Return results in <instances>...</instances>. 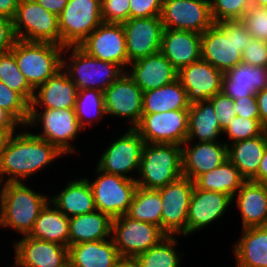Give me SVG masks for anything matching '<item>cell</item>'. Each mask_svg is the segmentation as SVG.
I'll use <instances>...</instances> for the list:
<instances>
[{
	"mask_svg": "<svg viewBox=\"0 0 267 267\" xmlns=\"http://www.w3.org/2000/svg\"><path fill=\"white\" fill-rule=\"evenodd\" d=\"M68 248L70 267H116L122 260L112 238L73 244Z\"/></svg>",
	"mask_w": 267,
	"mask_h": 267,
	"instance_id": "28",
	"label": "cell"
},
{
	"mask_svg": "<svg viewBox=\"0 0 267 267\" xmlns=\"http://www.w3.org/2000/svg\"><path fill=\"white\" fill-rule=\"evenodd\" d=\"M266 147L267 129L261 135L229 144L228 159L250 181L257 175Z\"/></svg>",
	"mask_w": 267,
	"mask_h": 267,
	"instance_id": "31",
	"label": "cell"
},
{
	"mask_svg": "<svg viewBox=\"0 0 267 267\" xmlns=\"http://www.w3.org/2000/svg\"><path fill=\"white\" fill-rule=\"evenodd\" d=\"M64 46L50 42L17 40L11 51L18 68L36 89L62 69Z\"/></svg>",
	"mask_w": 267,
	"mask_h": 267,
	"instance_id": "6",
	"label": "cell"
},
{
	"mask_svg": "<svg viewBox=\"0 0 267 267\" xmlns=\"http://www.w3.org/2000/svg\"><path fill=\"white\" fill-rule=\"evenodd\" d=\"M144 145L145 142L139 133L128 127L127 131L114 138L102 151L96 167L105 173L135 180L136 177L132 174L135 172L138 175Z\"/></svg>",
	"mask_w": 267,
	"mask_h": 267,
	"instance_id": "10",
	"label": "cell"
},
{
	"mask_svg": "<svg viewBox=\"0 0 267 267\" xmlns=\"http://www.w3.org/2000/svg\"><path fill=\"white\" fill-rule=\"evenodd\" d=\"M212 105L215 112L217 121L219 122L220 128L224 130L229 121L233 120L236 113L233 109L234 101L222 92L217 93L212 98L208 99Z\"/></svg>",
	"mask_w": 267,
	"mask_h": 267,
	"instance_id": "46",
	"label": "cell"
},
{
	"mask_svg": "<svg viewBox=\"0 0 267 267\" xmlns=\"http://www.w3.org/2000/svg\"><path fill=\"white\" fill-rule=\"evenodd\" d=\"M167 236L160 227L135 220L127 214L113 218L111 238L122 259H133Z\"/></svg>",
	"mask_w": 267,
	"mask_h": 267,
	"instance_id": "11",
	"label": "cell"
},
{
	"mask_svg": "<svg viewBox=\"0 0 267 267\" xmlns=\"http://www.w3.org/2000/svg\"><path fill=\"white\" fill-rule=\"evenodd\" d=\"M74 111L83 130H86V127L94 126L95 122L99 123L107 117L104 92L97 89L78 90Z\"/></svg>",
	"mask_w": 267,
	"mask_h": 267,
	"instance_id": "39",
	"label": "cell"
},
{
	"mask_svg": "<svg viewBox=\"0 0 267 267\" xmlns=\"http://www.w3.org/2000/svg\"><path fill=\"white\" fill-rule=\"evenodd\" d=\"M17 132V129H0V158L2 153L6 150V147L11 137Z\"/></svg>",
	"mask_w": 267,
	"mask_h": 267,
	"instance_id": "56",
	"label": "cell"
},
{
	"mask_svg": "<svg viewBox=\"0 0 267 267\" xmlns=\"http://www.w3.org/2000/svg\"><path fill=\"white\" fill-rule=\"evenodd\" d=\"M21 125L4 109L0 107V129H20Z\"/></svg>",
	"mask_w": 267,
	"mask_h": 267,
	"instance_id": "54",
	"label": "cell"
},
{
	"mask_svg": "<svg viewBox=\"0 0 267 267\" xmlns=\"http://www.w3.org/2000/svg\"><path fill=\"white\" fill-rule=\"evenodd\" d=\"M0 107L7 111L21 126H26L30 114V103L2 81H0Z\"/></svg>",
	"mask_w": 267,
	"mask_h": 267,
	"instance_id": "41",
	"label": "cell"
},
{
	"mask_svg": "<svg viewBox=\"0 0 267 267\" xmlns=\"http://www.w3.org/2000/svg\"><path fill=\"white\" fill-rule=\"evenodd\" d=\"M116 267H137L132 259H122Z\"/></svg>",
	"mask_w": 267,
	"mask_h": 267,
	"instance_id": "57",
	"label": "cell"
},
{
	"mask_svg": "<svg viewBox=\"0 0 267 267\" xmlns=\"http://www.w3.org/2000/svg\"><path fill=\"white\" fill-rule=\"evenodd\" d=\"M104 101L107 117L126 119L129 128H134L139 123L143 91L126 71L104 91Z\"/></svg>",
	"mask_w": 267,
	"mask_h": 267,
	"instance_id": "15",
	"label": "cell"
},
{
	"mask_svg": "<svg viewBox=\"0 0 267 267\" xmlns=\"http://www.w3.org/2000/svg\"><path fill=\"white\" fill-rule=\"evenodd\" d=\"M79 46L89 55L115 63L124 71L129 67L125 31L121 23L102 22Z\"/></svg>",
	"mask_w": 267,
	"mask_h": 267,
	"instance_id": "17",
	"label": "cell"
},
{
	"mask_svg": "<svg viewBox=\"0 0 267 267\" xmlns=\"http://www.w3.org/2000/svg\"><path fill=\"white\" fill-rule=\"evenodd\" d=\"M62 69L76 84L78 90L97 89L103 92L124 73L119 65L97 59L80 46L64 48Z\"/></svg>",
	"mask_w": 267,
	"mask_h": 267,
	"instance_id": "5",
	"label": "cell"
},
{
	"mask_svg": "<svg viewBox=\"0 0 267 267\" xmlns=\"http://www.w3.org/2000/svg\"><path fill=\"white\" fill-rule=\"evenodd\" d=\"M266 128L260 123V119H249L235 116L233 120L229 121L228 126L223 130V135L229 141L227 145L236 141L253 138L261 135Z\"/></svg>",
	"mask_w": 267,
	"mask_h": 267,
	"instance_id": "42",
	"label": "cell"
},
{
	"mask_svg": "<svg viewBox=\"0 0 267 267\" xmlns=\"http://www.w3.org/2000/svg\"><path fill=\"white\" fill-rule=\"evenodd\" d=\"M232 202H236L237 211L240 212L242 229L267 226V185L245 181L235 193Z\"/></svg>",
	"mask_w": 267,
	"mask_h": 267,
	"instance_id": "27",
	"label": "cell"
},
{
	"mask_svg": "<svg viewBox=\"0 0 267 267\" xmlns=\"http://www.w3.org/2000/svg\"><path fill=\"white\" fill-rule=\"evenodd\" d=\"M28 236L69 247V217L49 201L41 210Z\"/></svg>",
	"mask_w": 267,
	"mask_h": 267,
	"instance_id": "34",
	"label": "cell"
},
{
	"mask_svg": "<svg viewBox=\"0 0 267 267\" xmlns=\"http://www.w3.org/2000/svg\"><path fill=\"white\" fill-rule=\"evenodd\" d=\"M241 22L254 39L267 42V7L251 5Z\"/></svg>",
	"mask_w": 267,
	"mask_h": 267,
	"instance_id": "44",
	"label": "cell"
},
{
	"mask_svg": "<svg viewBox=\"0 0 267 267\" xmlns=\"http://www.w3.org/2000/svg\"><path fill=\"white\" fill-rule=\"evenodd\" d=\"M158 190L162 199L161 230L168 236L181 235L185 238L194 181L182 176Z\"/></svg>",
	"mask_w": 267,
	"mask_h": 267,
	"instance_id": "14",
	"label": "cell"
},
{
	"mask_svg": "<svg viewBox=\"0 0 267 267\" xmlns=\"http://www.w3.org/2000/svg\"><path fill=\"white\" fill-rule=\"evenodd\" d=\"M224 73L202 58L178 71L177 79L190 104L206 101L221 92Z\"/></svg>",
	"mask_w": 267,
	"mask_h": 267,
	"instance_id": "21",
	"label": "cell"
},
{
	"mask_svg": "<svg viewBox=\"0 0 267 267\" xmlns=\"http://www.w3.org/2000/svg\"><path fill=\"white\" fill-rule=\"evenodd\" d=\"M181 148L183 176L192 181L228 159V145L224 141L197 143L185 141Z\"/></svg>",
	"mask_w": 267,
	"mask_h": 267,
	"instance_id": "22",
	"label": "cell"
},
{
	"mask_svg": "<svg viewBox=\"0 0 267 267\" xmlns=\"http://www.w3.org/2000/svg\"><path fill=\"white\" fill-rule=\"evenodd\" d=\"M101 16L105 23H122L129 20V0H101Z\"/></svg>",
	"mask_w": 267,
	"mask_h": 267,
	"instance_id": "45",
	"label": "cell"
},
{
	"mask_svg": "<svg viewBox=\"0 0 267 267\" xmlns=\"http://www.w3.org/2000/svg\"><path fill=\"white\" fill-rule=\"evenodd\" d=\"M30 109L26 128L41 126V132L33 133L55 145L63 154L72 155L78 152L75 141L83 131L80 127L74 109Z\"/></svg>",
	"mask_w": 267,
	"mask_h": 267,
	"instance_id": "7",
	"label": "cell"
},
{
	"mask_svg": "<svg viewBox=\"0 0 267 267\" xmlns=\"http://www.w3.org/2000/svg\"><path fill=\"white\" fill-rule=\"evenodd\" d=\"M130 18L161 16L163 0H129Z\"/></svg>",
	"mask_w": 267,
	"mask_h": 267,
	"instance_id": "48",
	"label": "cell"
},
{
	"mask_svg": "<svg viewBox=\"0 0 267 267\" xmlns=\"http://www.w3.org/2000/svg\"><path fill=\"white\" fill-rule=\"evenodd\" d=\"M242 62L267 67V42L253 38L242 53Z\"/></svg>",
	"mask_w": 267,
	"mask_h": 267,
	"instance_id": "47",
	"label": "cell"
},
{
	"mask_svg": "<svg viewBox=\"0 0 267 267\" xmlns=\"http://www.w3.org/2000/svg\"><path fill=\"white\" fill-rule=\"evenodd\" d=\"M51 196L50 201L69 218L96 210L92 189L85 177L68 179L65 188Z\"/></svg>",
	"mask_w": 267,
	"mask_h": 267,
	"instance_id": "30",
	"label": "cell"
},
{
	"mask_svg": "<svg viewBox=\"0 0 267 267\" xmlns=\"http://www.w3.org/2000/svg\"><path fill=\"white\" fill-rule=\"evenodd\" d=\"M50 201L49 195L27 187L26 182L4 183L0 228L29 235L41 210Z\"/></svg>",
	"mask_w": 267,
	"mask_h": 267,
	"instance_id": "3",
	"label": "cell"
},
{
	"mask_svg": "<svg viewBox=\"0 0 267 267\" xmlns=\"http://www.w3.org/2000/svg\"><path fill=\"white\" fill-rule=\"evenodd\" d=\"M112 220L99 210L69 218V246L111 238Z\"/></svg>",
	"mask_w": 267,
	"mask_h": 267,
	"instance_id": "32",
	"label": "cell"
},
{
	"mask_svg": "<svg viewBox=\"0 0 267 267\" xmlns=\"http://www.w3.org/2000/svg\"><path fill=\"white\" fill-rule=\"evenodd\" d=\"M17 40L13 19L0 15V54L11 51Z\"/></svg>",
	"mask_w": 267,
	"mask_h": 267,
	"instance_id": "50",
	"label": "cell"
},
{
	"mask_svg": "<svg viewBox=\"0 0 267 267\" xmlns=\"http://www.w3.org/2000/svg\"><path fill=\"white\" fill-rule=\"evenodd\" d=\"M250 3L257 7H267V0H250Z\"/></svg>",
	"mask_w": 267,
	"mask_h": 267,
	"instance_id": "59",
	"label": "cell"
},
{
	"mask_svg": "<svg viewBox=\"0 0 267 267\" xmlns=\"http://www.w3.org/2000/svg\"><path fill=\"white\" fill-rule=\"evenodd\" d=\"M39 5L49 12L59 16L68 3V0H35Z\"/></svg>",
	"mask_w": 267,
	"mask_h": 267,
	"instance_id": "52",
	"label": "cell"
},
{
	"mask_svg": "<svg viewBox=\"0 0 267 267\" xmlns=\"http://www.w3.org/2000/svg\"><path fill=\"white\" fill-rule=\"evenodd\" d=\"M138 174L135 179L138 187L156 190L181 178V145L145 143Z\"/></svg>",
	"mask_w": 267,
	"mask_h": 267,
	"instance_id": "4",
	"label": "cell"
},
{
	"mask_svg": "<svg viewBox=\"0 0 267 267\" xmlns=\"http://www.w3.org/2000/svg\"><path fill=\"white\" fill-rule=\"evenodd\" d=\"M129 63L160 52L164 26L161 16L130 18L121 23Z\"/></svg>",
	"mask_w": 267,
	"mask_h": 267,
	"instance_id": "19",
	"label": "cell"
},
{
	"mask_svg": "<svg viewBox=\"0 0 267 267\" xmlns=\"http://www.w3.org/2000/svg\"><path fill=\"white\" fill-rule=\"evenodd\" d=\"M246 180L229 159L213 170L203 173L194 180L197 189L221 192L234 198L235 193Z\"/></svg>",
	"mask_w": 267,
	"mask_h": 267,
	"instance_id": "36",
	"label": "cell"
},
{
	"mask_svg": "<svg viewBox=\"0 0 267 267\" xmlns=\"http://www.w3.org/2000/svg\"><path fill=\"white\" fill-rule=\"evenodd\" d=\"M126 72L143 92L170 84L178 75V71L161 52L131 62Z\"/></svg>",
	"mask_w": 267,
	"mask_h": 267,
	"instance_id": "23",
	"label": "cell"
},
{
	"mask_svg": "<svg viewBox=\"0 0 267 267\" xmlns=\"http://www.w3.org/2000/svg\"><path fill=\"white\" fill-rule=\"evenodd\" d=\"M176 238V236L167 235L157 245L140 253L132 260L137 267H180L182 264L181 255L184 256L185 253L182 252L181 254L176 249L179 244V240Z\"/></svg>",
	"mask_w": 267,
	"mask_h": 267,
	"instance_id": "37",
	"label": "cell"
},
{
	"mask_svg": "<svg viewBox=\"0 0 267 267\" xmlns=\"http://www.w3.org/2000/svg\"><path fill=\"white\" fill-rule=\"evenodd\" d=\"M252 39L241 20L221 21L201 34V58L225 73L242 62Z\"/></svg>",
	"mask_w": 267,
	"mask_h": 267,
	"instance_id": "2",
	"label": "cell"
},
{
	"mask_svg": "<svg viewBox=\"0 0 267 267\" xmlns=\"http://www.w3.org/2000/svg\"><path fill=\"white\" fill-rule=\"evenodd\" d=\"M164 28L204 33L214 22L209 0H163Z\"/></svg>",
	"mask_w": 267,
	"mask_h": 267,
	"instance_id": "16",
	"label": "cell"
},
{
	"mask_svg": "<svg viewBox=\"0 0 267 267\" xmlns=\"http://www.w3.org/2000/svg\"><path fill=\"white\" fill-rule=\"evenodd\" d=\"M233 101V109L236 116L249 119H260L259 107L255 95L245 96Z\"/></svg>",
	"mask_w": 267,
	"mask_h": 267,
	"instance_id": "49",
	"label": "cell"
},
{
	"mask_svg": "<svg viewBox=\"0 0 267 267\" xmlns=\"http://www.w3.org/2000/svg\"><path fill=\"white\" fill-rule=\"evenodd\" d=\"M17 267H68L69 248L55 242L21 236L12 242Z\"/></svg>",
	"mask_w": 267,
	"mask_h": 267,
	"instance_id": "18",
	"label": "cell"
},
{
	"mask_svg": "<svg viewBox=\"0 0 267 267\" xmlns=\"http://www.w3.org/2000/svg\"><path fill=\"white\" fill-rule=\"evenodd\" d=\"M94 170L97 177L92 181L85 178L92 189L96 210L112 219L127 214L138 187L135 180L105 173L97 167Z\"/></svg>",
	"mask_w": 267,
	"mask_h": 267,
	"instance_id": "9",
	"label": "cell"
},
{
	"mask_svg": "<svg viewBox=\"0 0 267 267\" xmlns=\"http://www.w3.org/2000/svg\"><path fill=\"white\" fill-rule=\"evenodd\" d=\"M78 88L63 70H59L34 92L30 109H74Z\"/></svg>",
	"mask_w": 267,
	"mask_h": 267,
	"instance_id": "24",
	"label": "cell"
},
{
	"mask_svg": "<svg viewBox=\"0 0 267 267\" xmlns=\"http://www.w3.org/2000/svg\"><path fill=\"white\" fill-rule=\"evenodd\" d=\"M19 0H0V15L13 19L15 17Z\"/></svg>",
	"mask_w": 267,
	"mask_h": 267,
	"instance_id": "53",
	"label": "cell"
},
{
	"mask_svg": "<svg viewBox=\"0 0 267 267\" xmlns=\"http://www.w3.org/2000/svg\"><path fill=\"white\" fill-rule=\"evenodd\" d=\"M0 81L20 93L31 104L35 89L19 70L12 51L0 54Z\"/></svg>",
	"mask_w": 267,
	"mask_h": 267,
	"instance_id": "40",
	"label": "cell"
},
{
	"mask_svg": "<svg viewBox=\"0 0 267 267\" xmlns=\"http://www.w3.org/2000/svg\"><path fill=\"white\" fill-rule=\"evenodd\" d=\"M13 26L18 40L61 45L58 16L35 0H19Z\"/></svg>",
	"mask_w": 267,
	"mask_h": 267,
	"instance_id": "8",
	"label": "cell"
},
{
	"mask_svg": "<svg viewBox=\"0 0 267 267\" xmlns=\"http://www.w3.org/2000/svg\"><path fill=\"white\" fill-rule=\"evenodd\" d=\"M162 199L159 190L137 187L127 215L161 228Z\"/></svg>",
	"mask_w": 267,
	"mask_h": 267,
	"instance_id": "38",
	"label": "cell"
},
{
	"mask_svg": "<svg viewBox=\"0 0 267 267\" xmlns=\"http://www.w3.org/2000/svg\"><path fill=\"white\" fill-rule=\"evenodd\" d=\"M251 181L267 185V147L260 161L257 175Z\"/></svg>",
	"mask_w": 267,
	"mask_h": 267,
	"instance_id": "55",
	"label": "cell"
},
{
	"mask_svg": "<svg viewBox=\"0 0 267 267\" xmlns=\"http://www.w3.org/2000/svg\"><path fill=\"white\" fill-rule=\"evenodd\" d=\"M189 108L190 103L187 98V92L178 79L157 89L143 92L142 114Z\"/></svg>",
	"mask_w": 267,
	"mask_h": 267,
	"instance_id": "35",
	"label": "cell"
},
{
	"mask_svg": "<svg viewBox=\"0 0 267 267\" xmlns=\"http://www.w3.org/2000/svg\"><path fill=\"white\" fill-rule=\"evenodd\" d=\"M222 133L223 130L220 128L213 105L209 100L190 104L186 141L217 142L223 140L220 138Z\"/></svg>",
	"mask_w": 267,
	"mask_h": 267,
	"instance_id": "33",
	"label": "cell"
},
{
	"mask_svg": "<svg viewBox=\"0 0 267 267\" xmlns=\"http://www.w3.org/2000/svg\"><path fill=\"white\" fill-rule=\"evenodd\" d=\"M231 203L232 197L228 194L205 191L194 186L187 214L186 237L224 217Z\"/></svg>",
	"mask_w": 267,
	"mask_h": 267,
	"instance_id": "20",
	"label": "cell"
},
{
	"mask_svg": "<svg viewBox=\"0 0 267 267\" xmlns=\"http://www.w3.org/2000/svg\"><path fill=\"white\" fill-rule=\"evenodd\" d=\"M265 88H267V67L241 62L224 73L221 92L235 100L255 95Z\"/></svg>",
	"mask_w": 267,
	"mask_h": 267,
	"instance_id": "26",
	"label": "cell"
},
{
	"mask_svg": "<svg viewBox=\"0 0 267 267\" xmlns=\"http://www.w3.org/2000/svg\"><path fill=\"white\" fill-rule=\"evenodd\" d=\"M214 24L221 21L241 20L251 7L250 0H209Z\"/></svg>",
	"mask_w": 267,
	"mask_h": 267,
	"instance_id": "43",
	"label": "cell"
},
{
	"mask_svg": "<svg viewBox=\"0 0 267 267\" xmlns=\"http://www.w3.org/2000/svg\"><path fill=\"white\" fill-rule=\"evenodd\" d=\"M3 193H4V183L0 181V225L2 220Z\"/></svg>",
	"mask_w": 267,
	"mask_h": 267,
	"instance_id": "58",
	"label": "cell"
},
{
	"mask_svg": "<svg viewBox=\"0 0 267 267\" xmlns=\"http://www.w3.org/2000/svg\"><path fill=\"white\" fill-rule=\"evenodd\" d=\"M21 129L11 137L0 158V181L3 183L27 181L56 159L66 156L55 145L34 135L25 126Z\"/></svg>",
	"mask_w": 267,
	"mask_h": 267,
	"instance_id": "1",
	"label": "cell"
},
{
	"mask_svg": "<svg viewBox=\"0 0 267 267\" xmlns=\"http://www.w3.org/2000/svg\"><path fill=\"white\" fill-rule=\"evenodd\" d=\"M58 21L61 46H79L103 22L101 0H68Z\"/></svg>",
	"mask_w": 267,
	"mask_h": 267,
	"instance_id": "12",
	"label": "cell"
},
{
	"mask_svg": "<svg viewBox=\"0 0 267 267\" xmlns=\"http://www.w3.org/2000/svg\"><path fill=\"white\" fill-rule=\"evenodd\" d=\"M189 109L142 114L134 129L145 143L183 145L188 136Z\"/></svg>",
	"mask_w": 267,
	"mask_h": 267,
	"instance_id": "13",
	"label": "cell"
},
{
	"mask_svg": "<svg viewBox=\"0 0 267 267\" xmlns=\"http://www.w3.org/2000/svg\"><path fill=\"white\" fill-rule=\"evenodd\" d=\"M160 52L179 71L201 59V34L164 28Z\"/></svg>",
	"mask_w": 267,
	"mask_h": 267,
	"instance_id": "25",
	"label": "cell"
},
{
	"mask_svg": "<svg viewBox=\"0 0 267 267\" xmlns=\"http://www.w3.org/2000/svg\"><path fill=\"white\" fill-rule=\"evenodd\" d=\"M233 246L235 267H267V226L241 229Z\"/></svg>",
	"mask_w": 267,
	"mask_h": 267,
	"instance_id": "29",
	"label": "cell"
},
{
	"mask_svg": "<svg viewBox=\"0 0 267 267\" xmlns=\"http://www.w3.org/2000/svg\"><path fill=\"white\" fill-rule=\"evenodd\" d=\"M259 107L260 123L267 129V88L255 94Z\"/></svg>",
	"mask_w": 267,
	"mask_h": 267,
	"instance_id": "51",
	"label": "cell"
}]
</instances>
